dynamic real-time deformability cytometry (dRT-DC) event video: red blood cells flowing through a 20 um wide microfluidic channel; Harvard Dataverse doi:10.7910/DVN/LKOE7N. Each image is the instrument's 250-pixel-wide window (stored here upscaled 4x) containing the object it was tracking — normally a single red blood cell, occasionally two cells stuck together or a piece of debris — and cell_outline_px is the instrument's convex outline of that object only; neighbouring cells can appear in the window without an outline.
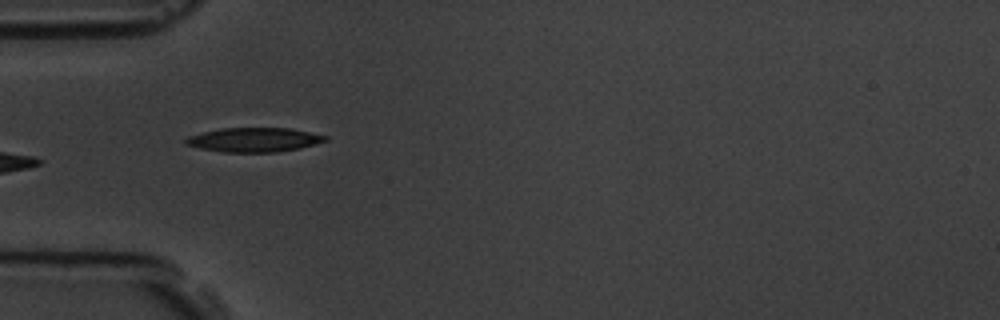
{"species": "common noctule bat (a hibernating species)", "species_latin": "Nyctalus noctula", "temperature_condition": "room temperature", "stored_images_in_passage": 7, "camera_frame_rate_fps": 3000, "um_per_image_px": 0.085, "animal": {"sex": "male", "body_mass_g": 19.5, "forearm_length_mm": 54.6}, "frame": {"image": 1, "passage_image": 6, "time_ms": 5.667, "image_size_px": [1000, 320], "cell_outline_px": [[328, 140], [300, 148], [276, 152], [224, 152], [200, 148], [184, 144], [184, 140], [188, 136], [220, 128], [288, 128], [328, 136]], "centroid_in_image_um": [21.57, 11.88], "position_along_channel_um": 63.4, "area_um2": 19.59}}
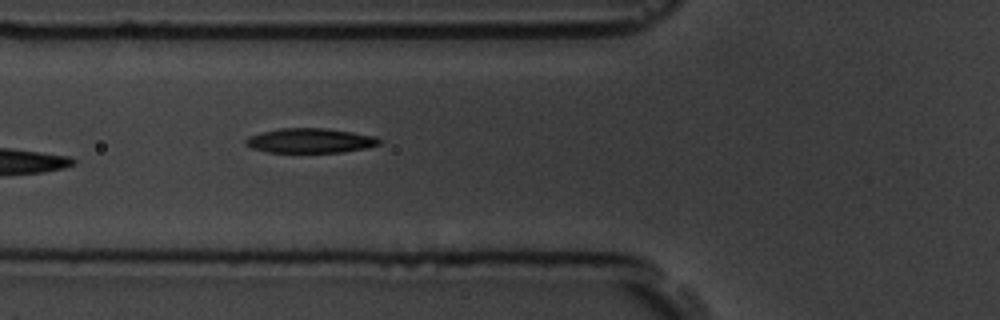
{"frame": {"image": 2, "passage_image": 7, "time_ms": 6.667, "image_size_px": [1000, 320], "cell_outline_px": [[384, 140], [380, 144], [364, 148], [344, 152], [268, 152], [252, 148], [244, 144], [244, 140], [248, 136], [280, 128], [324, 128], [352, 132], [376, 136]], "centroid_in_image_um": [26.38, 11.95], "position_along_channel_um": 99.4, "area_um2": 19.19}}